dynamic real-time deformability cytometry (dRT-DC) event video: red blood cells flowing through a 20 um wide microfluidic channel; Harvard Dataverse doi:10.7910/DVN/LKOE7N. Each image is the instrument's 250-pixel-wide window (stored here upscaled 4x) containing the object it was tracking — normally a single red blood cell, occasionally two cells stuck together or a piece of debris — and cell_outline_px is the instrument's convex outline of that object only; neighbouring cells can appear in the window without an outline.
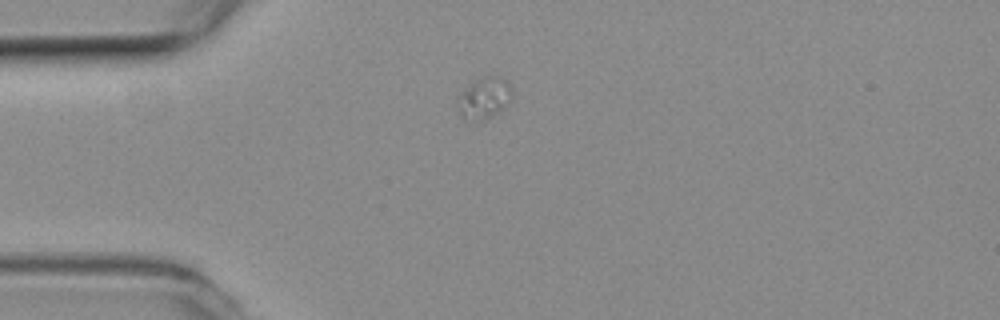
{"species": "common noctule bat (a hibernating species)", "species_latin": "Nyctalus noctula", "temperature_condition": "room temperature", "stored_images_in_passage": 6, "camera_frame_rate_fps": 3000, "um_per_image_px": 0.085, "animal": {"sex": "female", "body_mass_g": 19.3, "forearm_length_mm": 54.1}, "frame": {"image": 1, "passage_image": 1, "time_ms": 0.0, "image_size_px": [1000, 320], "cell_outline_px": [[512, 96], [508, 104], [500, 112], [480, 120], [464, 120], [456, 108], [456, 96], [472, 80], [488, 72], [492, 72], [508, 80], [512, 92]], "centroid_in_image_um": [41.12, 8.25], "position_along_channel_um": 43.9, "area_um2": 14.05}}
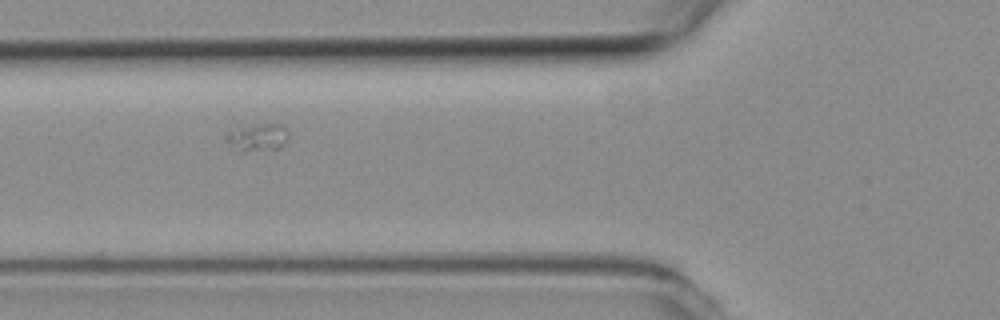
{"frame": {"image": 2, "passage_image": 3, "time_ms": 0.667, "image_size_px": [1000, 320], "cell_outline_px": [[288, 136], [284, 144], [280, 148], [244, 152], [228, 144], [228, 128], [240, 124], [284, 124], [288, 128]], "centroid_in_image_um": [21.89, 11.62], "position_along_channel_um": 103.9, "area_um2": 10.4}}